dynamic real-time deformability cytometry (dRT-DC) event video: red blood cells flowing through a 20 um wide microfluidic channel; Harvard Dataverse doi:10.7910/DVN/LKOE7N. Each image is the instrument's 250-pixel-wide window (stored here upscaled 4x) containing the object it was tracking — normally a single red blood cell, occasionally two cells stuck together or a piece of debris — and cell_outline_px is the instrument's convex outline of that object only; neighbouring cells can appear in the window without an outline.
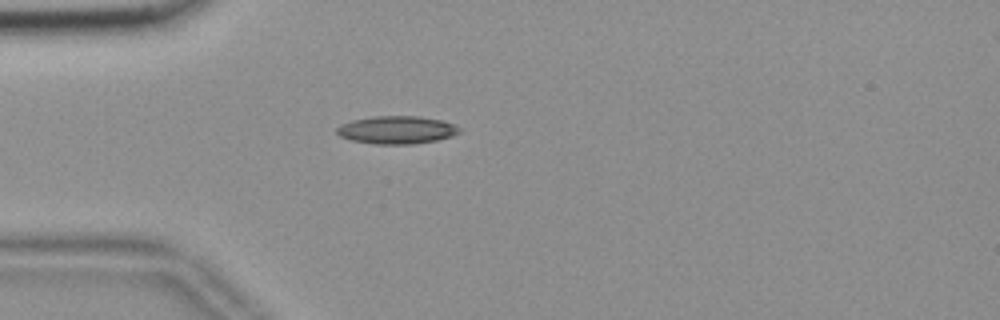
{"species": "common noctule bat (a hibernating species)", "species_latin": "Nyctalus noctula", "temperature_condition": "room temperature", "stored_images_in_passage": 29, "camera_frame_rate_fps": 3000, "um_per_image_px": 0.085, "animal": {"sex": "female", "body_mass_g": 18.4}, "frame": {"image": 1, "passage_image": 1, "time_ms": 0.0, "image_size_px": [1000, 320], "cell_outline_px": [[460, 132], [452, 136], [436, 140], [412, 144], [376, 144], [352, 140], [340, 136], [336, 132], [336, 128], [340, 124], [352, 120], [372, 116], [420, 116], [440, 120], [452, 124], [460, 128]], "centroid_in_image_um": [33.69, 11.04], "position_along_channel_um": 51.3, "area_um2": 19.83}}
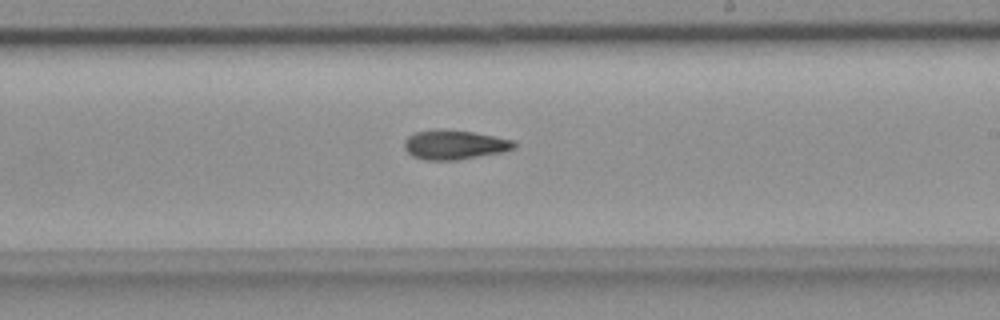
{"frame": {"image": 2, "passage_image": 18, "time_ms": 5.667, "image_size_px": [1000, 320], "cell_outline_px": [[516, 148], [500, 152], [456, 160], [424, 160], [412, 156], [404, 148], [404, 140], [408, 136], [416, 132], [436, 128], [444, 128], [472, 132], [496, 136], [512, 140], [516, 144]], "centroid_in_image_um": [38.59, 12.28], "position_along_channel_um": 250.4, "area_um2": 18.9}}
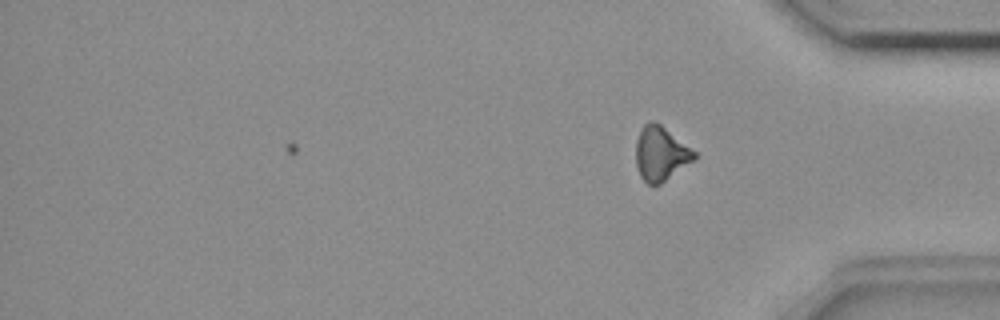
{"frame": {"image": 3, "passage_image": 29, "time_ms": 9.333, "image_size_px": [1000, 320], "cell_outline_px": [[696, 156], [692, 160], [660, 184], [648, 184], [640, 176], [636, 164], [636, 140], [644, 124], [648, 120], [652, 120], [660, 124], [696, 152]], "centroid_in_image_um": [56.12, 13.03], "position_along_channel_um": 379.1, "area_um2": 18.03}, "authors_computed_cell_mechanics": {"area_um2": 18.5538, "velocity_mm_per_s": 3.6975, "shape_relaxation_time_tau1_ms": 11.2138, "shape_relaxation_time_tau2_ms": 3.8748, "deformation_change_tau1": 0.2103, "deformation_change_tau2": 0.1171}}